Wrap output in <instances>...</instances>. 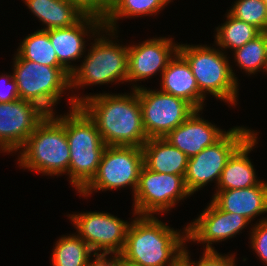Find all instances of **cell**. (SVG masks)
<instances>
[{"label":"cell","mask_w":267,"mask_h":266,"mask_svg":"<svg viewBox=\"0 0 267 266\" xmlns=\"http://www.w3.org/2000/svg\"><path fill=\"white\" fill-rule=\"evenodd\" d=\"M70 107L80 106L95 122L107 146L142 147L148 140L143 127L142 110L133 89L130 95L100 93L93 96H71Z\"/></svg>","instance_id":"1"},{"label":"cell","mask_w":267,"mask_h":266,"mask_svg":"<svg viewBox=\"0 0 267 266\" xmlns=\"http://www.w3.org/2000/svg\"><path fill=\"white\" fill-rule=\"evenodd\" d=\"M182 234L154 215L135 216L119 256L140 266H174L183 257L186 227Z\"/></svg>","instance_id":"2"},{"label":"cell","mask_w":267,"mask_h":266,"mask_svg":"<svg viewBox=\"0 0 267 266\" xmlns=\"http://www.w3.org/2000/svg\"><path fill=\"white\" fill-rule=\"evenodd\" d=\"M19 157L20 167L44 175H69L70 149L66 137V115L47 116L28 137Z\"/></svg>","instance_id":"3"},{"label":"cell","mask_w":267,"mask_h":266,"mask_svg":"<svg viewBox=\"0 0 267 266\" xmlns=\"http://www.w3.org/2000/svg\"><path fill=\"white\" fill-rule=\"evenodd\" d=\"M66 115V137L70 149L69 178L80 192L96 175L103 152V142L95 122L80 107Z\"/></svg>","instance_id":"4"},{"label":"cell","mask_w":267,"mask_h":266,"mask_svg":"<svg viewBox=\"0 0 267 266\" xmlns=\"http://www.w3.org/2000/svg\"><path fill=\"white\" fill-rule=\"evenodd\" d=\"M179 44L178 52L189 63L200 93L236 105L238 80L228 58L218 48ZM191 46V47H190Z\"/></svg>","instance_id":"5"},{"label":"cell","mask_w":267,"mask_h":266,"mask_svg":"<svg viewBox=\"0 0 267 266\" xmlns=\"http://www.w3.org/2000/svg\"><path fill=\"white\" fill-rule=\"evenodd\" d=\"M14 59L13 78L19 99L34 102L47 114H54L52 106L71 88V74L64 67L42 65L21 59L17 54Z\"/></svg>","instance_id":"6"},{"label":"cell","mask_w":267,"mask_h":266,"mask_svg":"<svg viewBox=\"0 0 267 266\" xmlns=\"http://www.w3.org/2000/svg\"><path fill=\"white\" fill-rule=\"evenodd\" d=\"M94 41L82 65L71 74V89L127 81L128 46H120L103 35Z\"/></svg>","instance_id":"7"},{"label":"cell","mask_w":267,"mask_h":266,"mask_svg":"<svg viewBox=\"0 0 267 266\" xmlns=\"http://www.w3.org/2000/svg\"><path fill=\"white\" fill-rule=\"evenodd\" d=\"M143 167V152L137 146H107L96 175L79 192L87 197L93 191L120 189L132 186L135 193Z\"/></svg>","instance_id":"8"},{"label":"cell","mask_w":267,"mask_h":266,"mask_svg":"<svg viewBox=\"0 0 267 266\" xmlns=\"http://www.w3.org/2000/svg\"><path fill=\"white\" fill-rule=\"evenodd\" d=\"M253 132L245 127H234L214 145L188 158L184 177L188 192L192 195L213 180H216L217 185L229 157Z\"/></svg>","instance_id":"9"},{"label":"cell","mask_w":267,"mask_h":266,"mask_svg":"<svg viewBox=\"0 0 267 266\" xmlns=\"http://www.w3.org/2000/svg\"><path fill=\"white\" fill-rule=\"evenodd\" d=\"M142 110L147 138H164L182 124L196 109L186 100L134 85Z\"/></svg>","instance_id":"10"},{"label":"cell","mask_w":267,"mask_h":266,"mask_svg":"<svg viewBox=\"0 0 267 266\" xmlns=\"http://www.w3.org/2000/svg\"><path fill=\"white\" fill-rule=\"evenodd\" d=\"M191 195L181 175L157 173L144 165L134 193V215H152L169 211L176 202ZM162 211V212H161Z\"/></svg>","instance_id":"11"},{"label":"cell","mask_w":267,"mask_h":266,"mask_svg":"<svg viewBox=\"0 0 267 266\" xmlns=\"http://www.w3.org/2000/svg\"><path fill=\"white\" fill-rule=\"evenodd\" d=\"M68 217L73 221L77 235L89 245L93 254L112 253L116 257L123 251L129 222L103 212H83Z\"/></svg>","instance_id":"12"},{"label":"cell","mask_w":267,"mask_h":266,"mask_svg":"<svg viewBox=\"0 0 267 266\" xmlns=\"http://www.w3.org/2000/svg\"><path fill=\"white\" fill-rule=\"evenodd\" d=\"M46 116L43 109L27 100L0 103V150H20Z\"/></svg>","instance_id":"13"},{"label":"cell","mask_w":267,"mask_h":266,"mask_svg":"<svg viewBox=\"0 0 267 266\" xmlns=\"http://www.w3.org/2000/svg\"><path fill=\"white\" fill-rule=\"evenodd\" d=\"M249 223L244 216L223 211L211 201L200 216L186 227L187 241L207 243L205 250H215L211 244L232 238Z\"/></svg>","instance_id":"14"},{"label":"cell","mask_w":267,"mask_h":266,"mask_svg":"<svg viewBox=\"0 0 267 266\" xmlns=\"http://www.w3.org/2000/svg\"><path fill=\"white\" fill-rule=\"evenodd\" d=\"M178 47V44L166 37L148 39L141 44L128 46L127 82L145 80L158 71L162 75L169 61L178 52Z\"/></svg>","instance_id":"15"},{"label":"cell","mask_w":267,"mask_h":266,"mask_svg":"<svg viewBox=\"0 0 267 266\" xmlns=\"http://www.w3.org/2000/svg\"><path fill=\"white\" fill-rule=\"evenodd\" d=\"M88 30H91L90 32L94 37H96V32L99 36L100 31H104L103 20L96 16L85 15L78 23L70 27L46 30L59 63L70 74L77 69L76 65L70 64L71 61H75L84 55L86 47L83 36L85 37L90 33Z\"/></svg>","instance_id":"16"},{"label":"cell","mask_w":267,"mask_h":266,"mask_svg":"<svg viewBox=\"0 0 267 266\" xmlns=\"http://www.w3.org/2000/svg\"><path fill=\"white\" fill-rule=\"evenodd\" d=\"M196 109L182 124L164 138L185 153L188 158L199 154L204 148L214 145L227 132L200 118Z\"/></svg>","instance_id":"17"},{"label":"cell","mask_w":267,"mask_h":266,"mask_svg":"<svg viewBox=\"0 0 267 266\" xmlns=\"http://www.w3.org/2000/svg\"><path fill=\"white\" fill-rule=\"evenodd\" d=\"M219 209L244 216L249 222L267 213V183L242 189L217 190L211 200Z\"/></svg>","instance_id":"18"},{"label":"cell","mask_w":267,"mask_h":266,"mask_svg":"<svg viewBox=\"0 0 267 266\" xmlns=\"http://www.w3.org/2000/svg\"><path fill=\"white\" fill-rule=\"evenodd\" d=\"M161 90L180 97L195 109L202 110L205 97L200 93L187 60L177 52L161 75Z\"/></svg>","instance_id":"19"},{"label":"cell","mask_w":267,"mask_h":266,"mask_svg":"<svg viewBox=\"0 0 267 266\" xmlns=\"http://www.w3.org/2000/svg\"><path fill=\"white\" fill-rule=\"evenodd\" d=\"M253 132L229 157L218 183L217 190L242 189L258 185V180L248 154L257 143Z\"/></svg>","instance_id":"20"},{"label":"cell","mask_w":267,"mask_h":266,"mask_svg":"<svg viewBox=\"0 0 267 266\" xmlns=\"http://www.w3.org/2000/svg\"><path fill=\"white\" fill-rule=\"evenodd\" d=\"M143 165L157 173L185 177L188 157L165 138H149L141 147Z\"/></svg>","instance_id":"21"},{"label":"cell","mask_w":267,"mask_h":266,"mask_svg":"<svg viewBox=\"0 0 267 266\" xmlns=\"http://www.w3.org/2000/svg\"><path fill=\"white\" fill-rule=\"evenodd\" d=\"M31 12L49 30L67 28L78 23L85 14L70 0H24Z\"/></svg>","instance_id":"22"},{"label":"cell","mask_w":267,"mask_h":266,"mask_svg":"<svg viewBox=\"0 0 267 266\" xmlns=\"http://www.w3.org/2000/svg\"><path fill=\"white\" fill-rule=\"evenodd\" d=\"M172 0H114L108 16L103 21L105 33L115 35L116 22L121 18L139 17L158 13ZM130 16V17H129Z\"/></svg>","instance_id":"23"},{"label":"cell","mask_w":267,"mask_h":266,"mask_svg":"<svg viewBox=\"0 0 267 266\" xmlns=\"http://www.w3.org/2000/svg\"><path fill=\"white\" fill-rule=\"evenodd\" d=\"M17 55L24 60H29L51 67H63L49 39L46 30H38L26 36L17 50Z\"/></svg>","instance_id":"24"},{"label":"cell","mask_w":267,"mask_h":266,"mask_svg":"<svg viewBox=\"0 0 267 266\" xmlns=\"http://www.w3.org/2000/svg\"><path fill=\"white\" fill-rule=\"evenodd\" d=\"M226 15V22L216 28L215 44L220 48L235 51L262 33L253 25L240 21L229 13Z\"/></svg>","instance_id":"25"},{"label":"cell","mask_w":267,"mask_h":266,"mask_svg":"<svg viewBox=\"0 0 267 266\" xmlns=\"http://www.w3.org/2000/svg\"><path fill=\"white\" fill-rule=\"evenodd\" d=\"M92 250L78 235L64 236L56 242L52 251V266H84Z\"/></svg>","instance_id":"26"},{"label":"cell","mask_w":267,"mask_h":266,"mask_svg":"<svg viewBox=\"0 0 267 266\" xmlns=\"http://www.w3.org/2000/svg\"><path fill=\"white\" fill-rule=\"evenodd\" d=\"M234 59L240 69L248 74H254L264 69L267 57V32H262L256 38L248 41L234 51Z\"/></svg>","instance_id":"27"},{"label":"cell","mask_w":267,"mask_h":266,"mask_svg":"<svg viewBox=\"0 0 267 266\" xmlns=\"http://www.w3.org/2000/svg\"><path fill=\"white\" fill-rule=\"evenodd\" d=\"M229 10V14L258 28L267 31V6L262 0H237Z\"/></svg>","instance_id":"28"},{"label":"cell","mask_w":267,"mask_h":266,"mask_svg":"<svg viewBox=\"0 0 267 266\" xmlns=\"http://www.w3.org/2000/svg\"><path fill=\"white\" fill-rule=\"evenodd\" d=\"M235 255L230 256H222L216 250H205L203 256L200 261H190V256L187 250L184 248L183 251V259L190 266H235V259L233 258Z\"/></svg>","instance_id":"29"},{"label":"cell","mask_w":267,"mask_h":266,"mask_svg":"<svg viewBox=\"0 0 267 266\" xmlns=\"http://www.w3.org/2000/svg\"><path fill=\"white\" fill-rule=\"evenodd\" d=\"M85 15L96 16L103 21L108 16L114 0H70Z\"/></svg>","instance_id":"30"},{"label":"cell","mask_w":267,"mask_h":266,"mask_svg":"<svg viewBox=\"0 0 267 266\" xmlns=\"http://www.w3.org/2000/svg\"><path fill=\"white\" fill-rule=\"evenodd\" d=\"M251 230V247L260 260L267 264V218L261 219Z\"/></svg>","instance_id":"31"},{"label":"cell","mask_w":267,"mask_h":266,"mask_svg":"<svg viewBox=\"0 0 267 266\" xmlns=\"http://www.w3.org/2000/svg\"><path fill=\"white\" fill-rule=\"evenodd\" d=\"M4 78L6 79V81L10 79L9 81H7V82H10V83H8L9 86L7 85L8 87H6V88H8V89H6V91L4 89H2L3 86H4L3 85L4 82H2V81H4L3 80ZM0 79L2 80V81L0 80L1 84L3 83L2 87L0 85V87H1V89H0V103H6V102H11V101H14V100H18L19 99L18 88H17V84L15 82V79L13 78V75H11V74L8 75L7 74L6 77H5V75H2V76H0Z\"/></svg>","instance_id":"32"},{"label":"cell","mask_w":267,"mask_h":266,"mask_svg":"<svg viewBox=\"0 0 267 266\" xmlns=\"http://www.w3.org/2000/svg\"><path fill=\"white\" fill-rule=\"evenodd\" d=\"M107 255L95 254L94 260H90L84 266H114V256L107 259Z\"/></svg>","instance_id":"33"},{"label":"cell","mask_w":267,"mask_h":266,"mask_svg":"<svg viewBox=\"0 0 267 266\" xmlns=\"http://www.w3.org/2000/svg\"><path fill=\"white\" fill-rule=\"evenodd\" d=\"M114 266H140L123 260L120 256L114 257Z\"/></svg>","instance_id":"34"},{"label":"cell","mask_w":267,"mask_h":266,"mask_svg":"<svg viewBox=\"0 0 267 266\" xmlns=\"http://www.w3.org/2000/svg\"><path fill=\"white\" fill-rule=\"evenodd\" d=\"M174 266H190L183 258H181Z\"/></svg>","instance_id":"35"},{"label":"cell","mask_w":267,"mask_h":266,"mask_svg":"<svg viewBox=\"0 0 267 266\" xmlns=\"http://www.w3.org/2000/svg\"><path fill=\"white\" fill-rule=\"evenodd\" d=\"M264 70L267 71V57H266V62H265Z\"/></svg>","instance_id":"36"},{"label":"cell","mask_w":267,"mask_h":266,"mask_svg":"<svg viewBox=\"0 0 267 266\" xmlns=\"http://www.w3.org/2000/svg\"><path fill=\"white\" fill-rule=\"evenodd\" d=\"M265 4H266V6H267V0H262Z\"/></svg>","instance_id":"37"}]
</instances>
